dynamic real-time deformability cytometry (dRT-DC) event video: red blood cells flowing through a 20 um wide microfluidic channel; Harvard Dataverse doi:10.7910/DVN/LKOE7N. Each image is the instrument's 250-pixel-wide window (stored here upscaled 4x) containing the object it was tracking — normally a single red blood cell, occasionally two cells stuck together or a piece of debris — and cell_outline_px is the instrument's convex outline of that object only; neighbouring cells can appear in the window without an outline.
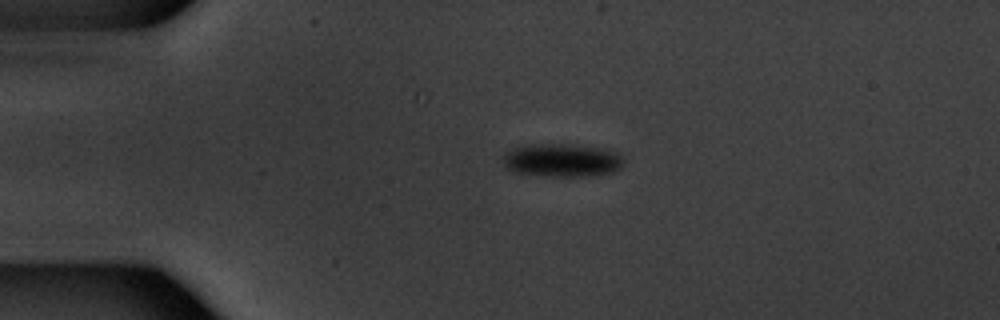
{"species": "common noctule bat (a hibernating species)", "species_latin": "Nyctalus noctula", "temperature_condition": "warm", "stored_images_in_passage": 4, "camera_frame_rate_fps": 3000, "um_per_image_px": 0.085, "animal": {"sex": "male", "body_mass_g": 20.1, "forearm_length_mm": 53.5}, "frame": {"image": 1, "passage_image": 1, "time_ms": 0.0, "image_size_px": [1000, 320], "cell_outline_px": [[624, 160], [620, 168], [612, 172], [596, 176], [548, 176], [516, 172], [504, 168], [504, 156], [512, 148], [524, 144], [572, 144], [608, 148], [616, 152]], "centroid_in_image_um": [47.79, 13.61], "position_along_channel_um": 37.2, "area_um2": 23.64}}